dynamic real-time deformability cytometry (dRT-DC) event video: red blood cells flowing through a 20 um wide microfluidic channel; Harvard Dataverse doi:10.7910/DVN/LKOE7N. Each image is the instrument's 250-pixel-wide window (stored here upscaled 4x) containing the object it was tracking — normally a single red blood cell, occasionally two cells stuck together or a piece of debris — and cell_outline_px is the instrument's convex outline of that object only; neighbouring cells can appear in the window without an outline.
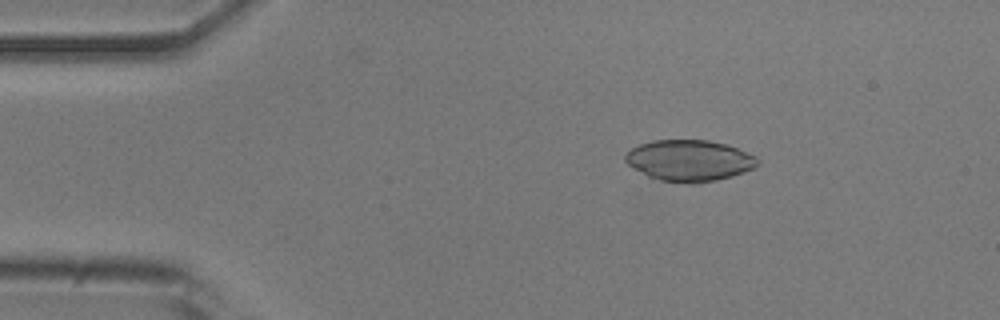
{"species": "common noctule bat (a hibernating species)", "species_latin": "Nyctalus noctula", "temperature_condition": "room temperature", "stored_images_in_passage": 51, "camera_frame_rate_fps": 3000, "um_per_image_px": 0.085, "animal": {"sex": "male", "body_mass_g": 20.5, "forearm_length_mm": 52.5}, "frame": {"image": 1, "passage_image": 8, "time_ms": 2.333, "image_size_px": [1000, 320], "cell_outline_px": [[760, 160], [752, 168], [744, 172], [732, 176], [716, 180], [696, 184], [692, 184], [660, 180], [648, 176], [632, 168], [624, 160], [624, 156], [632, 148], [640, 144], [652, 140], [708, 140], [724, 144], [736, 148], [756, 156]], "centroid_in_image_um": [58.57, 13.65], "position_along_channel_um": 26.4, "area_um2": 31.67}}
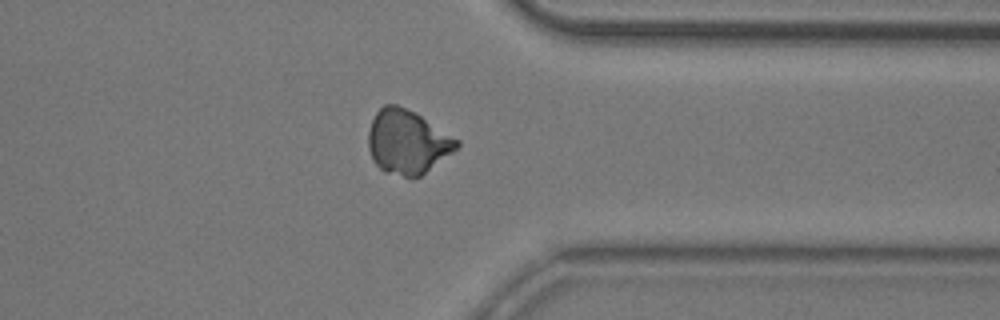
{"frame": {"image": 2, "passage_image": 40, "time_ms": 13.0, "image_size_px": [1000, 320], "cell_outline_px": [[460, 144], [452, 152], [420, 176], [412, 180], [384, 172], [376, 164], [368, 148], [368, 132], [372, 120], [376, 112], [384, 104], [396, 104], [416, 112], [460, 140]], "centroid_in_image_um": [34.62, 12.07], "position_along_channel_um": 376.8, "area_um2": 33.18}}
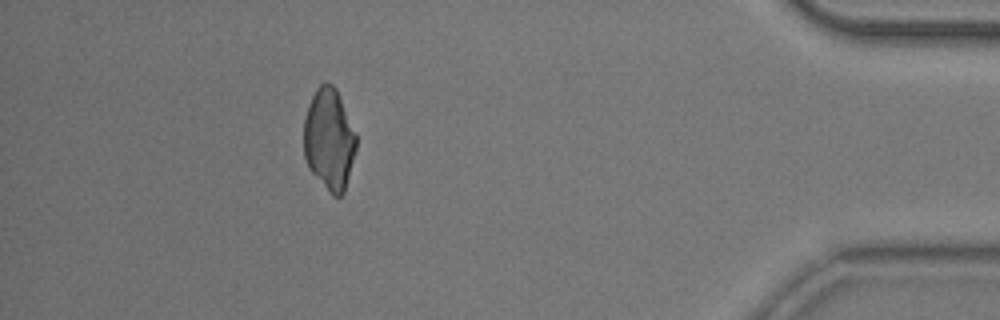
{"frame": {"image": 3, "passage_image": 46, "time_ms": 15.0, "image_size_px": [1000, 320], "cell_outline_px": [[356, 148], [344, 192], [340, 196], [332, 196], [328, 192], [308, 168], [304, 156], [304, 120], [308, 104], [316, 88], [324, 80], [332, 84], [336, 88], [356, 136]], "centroid_in_image_um": [27.95, 11.84], "position_along_channel_um": 407.2, "area_um2": 30.92}}